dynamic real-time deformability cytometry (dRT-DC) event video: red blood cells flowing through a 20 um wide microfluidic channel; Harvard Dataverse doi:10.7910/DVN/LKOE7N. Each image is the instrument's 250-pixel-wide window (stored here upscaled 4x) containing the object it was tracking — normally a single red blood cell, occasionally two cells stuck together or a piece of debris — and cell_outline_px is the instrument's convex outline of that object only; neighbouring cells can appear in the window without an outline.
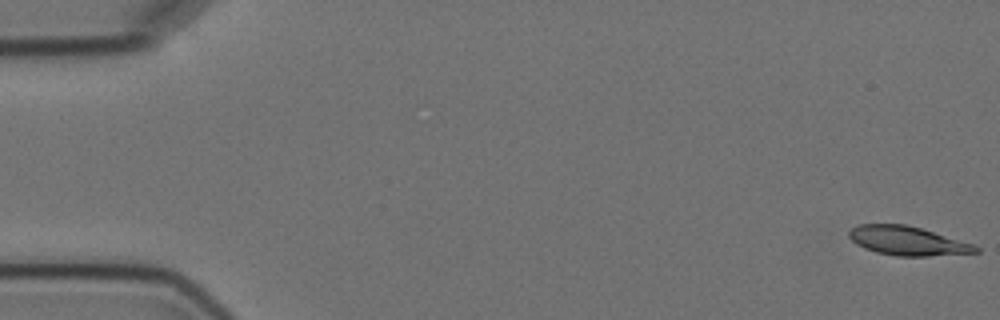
{"species": "Egyptian fruit bat (a non-hibernating species)", "species_latin": "Rousettus aegyptiacus", "temperature_condition": "cold", "stored_images_in_passage": 11, "camera_frame_rate_fps": 3000, "um_per_image_px": 0.085, "animal": {"sex": "female"}, "frame": {"image": 1, "passage_image": 1, "time_ms": 0.0, "image_size_px": [1000, 320], "cell_outline_px": [[980, 252], [928, 256], [896, 256], [876, 252], [864, 248], [856, 244], [848, 236], [848, 232], [852, 228], [860, 224], [904, 224], [920, 228], [976, 244], [980, 248]], "centroid_in_image_um": [77.16, 20.48], "position_along_channel_um": 7.8, "area_um2": 21.44}}
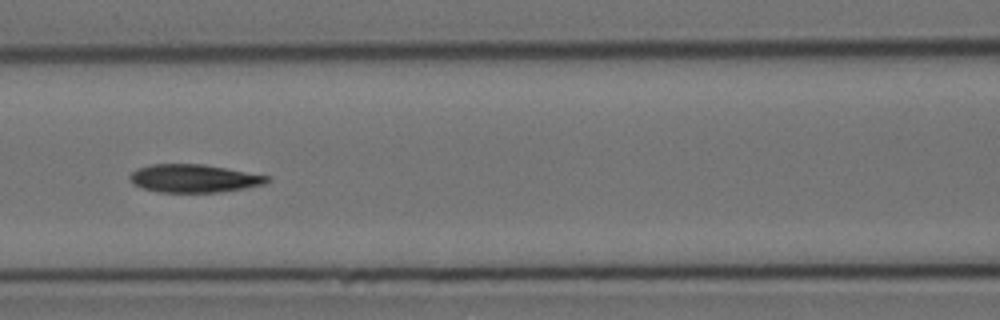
{"frame": {"image": 2, "passage_image": 7, "time_ms": 8.0, "image_size_px": [1000, 320], "cell_outline_px": [[272, 180], [264, 184], [244, 188], [216, 192], [160, 192], [144, 188], [132, 184], [128, 180], [128, 176], [136, 168], [152, 164], [204, 164], [272, 176]], "centroid_in_image_um": [16.49, 15.15], "position_along_channel_um": 150.1, "area_um2": 22.6}}
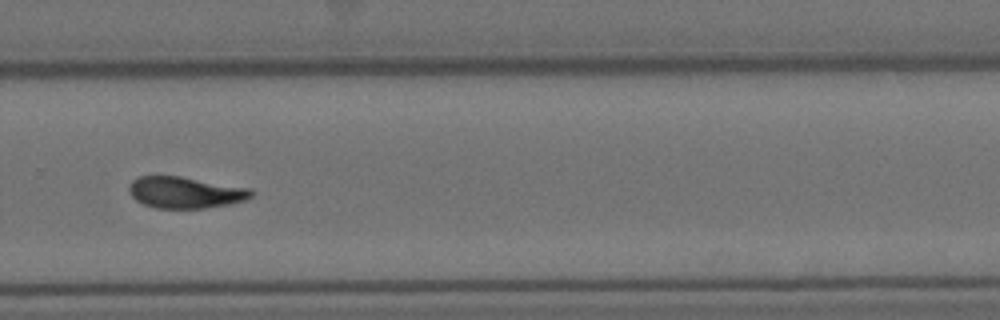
{"frame": {"image": 3, "passage_image": 11, "time_ms": 12.667, "image_size_px": [1000, 320], "cell_outline_px": [[252, 196], [248, 200], [228, 204], [204, 208], [156, 208], [144, 204], [136, 200], [128, 192], [128, 188], [132, 180], [136, 176], [180, 176], [252, 188]], "centroid_in_image_um": [15.75, 16.35], "position_along_channel_um": 314.1, "area_um2": 22.54}}